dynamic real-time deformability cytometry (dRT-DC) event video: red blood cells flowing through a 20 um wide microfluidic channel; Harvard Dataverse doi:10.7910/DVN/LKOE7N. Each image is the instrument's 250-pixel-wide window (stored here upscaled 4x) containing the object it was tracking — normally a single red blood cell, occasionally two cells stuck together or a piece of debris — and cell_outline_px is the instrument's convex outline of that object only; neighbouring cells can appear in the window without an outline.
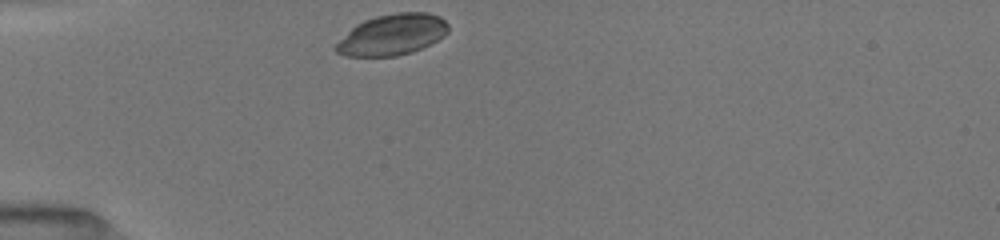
{"species": "common noctule bat (a hibernating species)", "species_latin": "Nyctalus noctula", "temperature_condition": "room temperature", "stored_images_in_passage": 11, "camera_frame_rate_fps": 3000, "um_per_image_px": 0.085, "animal": {"sex": "female", "body_mass_g": 19.5, "forearm_length_mm": 54.1}, "frame": {"image": 1, "passage_image": 1, "time_ms": 0.0, "image_size_px": [1000, 240], "cell_outline_px": [[448, 32], [444, 36], [412, 52], [396, 56], [344, 56], [336, 52], [332, 48], [356, 24], [364, 20], [376, 16], [400, 12], [428, 12], [440, 16], [448, 24]], "centroid_in_image_um": [33.33, 2.94], "position_along_channel_um": 51.7, "area_um2": 26.7}}
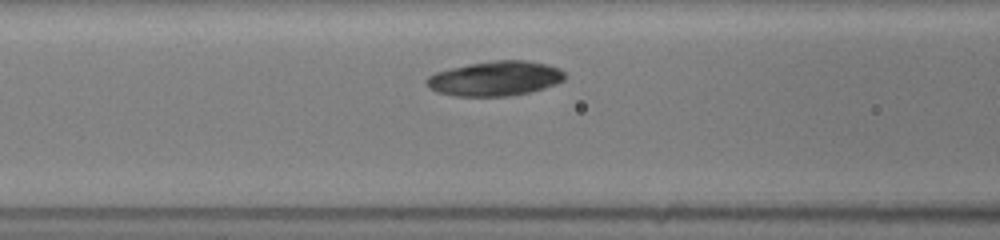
{"frame": {"image": 2, "passage_image": 7, "time_ms": 2.333, "image_size_px": [1000, 240], "cell_outline_px": [[568, 76], [564, 80], [556, 84], [532, 92], [508, 96], [456, 96], [436, 92], [428, 88], [424, 84], [424, 80], [428, 76], [436, 72], [448, 68], [468, 64], [492, 60], [524, 60], [548, 64], [560, 68]], "centroid_in_image_um": [42.08, 6.67], "position_along_channel_um": 124.5, "area_um2": 28.5}}
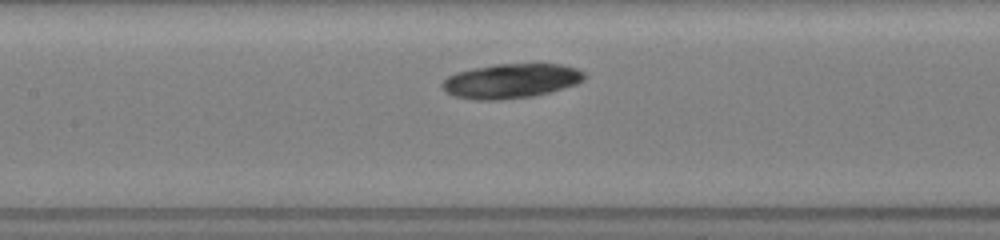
{"frame": {"image": 3, "passage_image": 10, "time_ms": 3.333, "image_size_px": [1000, 240], "cell_outline_px": [[584, 80], [576, 84], [548, 92], [532, 96], [500, 100], [476, 100], [452, 96], [444, 92], [440, 84], [448, 76], [456, 72], [472, 68], [496, 64], [560, 64], [576, 68], [584, 72]], "centroid_in_image_um": [43.37, 6.88], "position_along_channel_um": 164.0, "area_um2": 28.67}}